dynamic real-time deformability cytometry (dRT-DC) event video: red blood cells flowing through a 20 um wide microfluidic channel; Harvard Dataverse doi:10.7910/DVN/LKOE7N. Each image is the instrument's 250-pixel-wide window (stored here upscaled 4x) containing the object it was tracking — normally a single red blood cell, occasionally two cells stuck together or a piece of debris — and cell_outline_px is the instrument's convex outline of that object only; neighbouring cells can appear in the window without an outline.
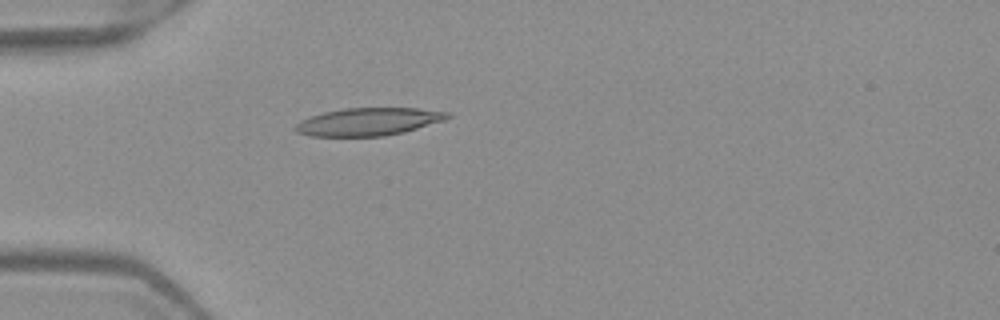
{"species": "Egyptian fruit bat (a non-hibernating species)", "species_latin": "Rousettus aegyptiacus", "temperature_condition": "warm", "stored_images_in_passage": 4, "camera_frame_rate_fps": 3000, "um_per_image_px": 0.085, "frame": {"image": 1, "passage_image": 4, "time_ms": 1.0, "image_size_px": [1000, 320], "cell_outline_px": [[452, 116], [444, 120], [404, 132], [384, 136], [308, 136], [296, 132], [292, 128], [300, 120], [324, 112], [344, 108], [416, 108], [448, 112]], "centroid_in_image_um": [31.28, 10.35], "position_along_channel_um": 53.7, "area_um2": 24.57}}